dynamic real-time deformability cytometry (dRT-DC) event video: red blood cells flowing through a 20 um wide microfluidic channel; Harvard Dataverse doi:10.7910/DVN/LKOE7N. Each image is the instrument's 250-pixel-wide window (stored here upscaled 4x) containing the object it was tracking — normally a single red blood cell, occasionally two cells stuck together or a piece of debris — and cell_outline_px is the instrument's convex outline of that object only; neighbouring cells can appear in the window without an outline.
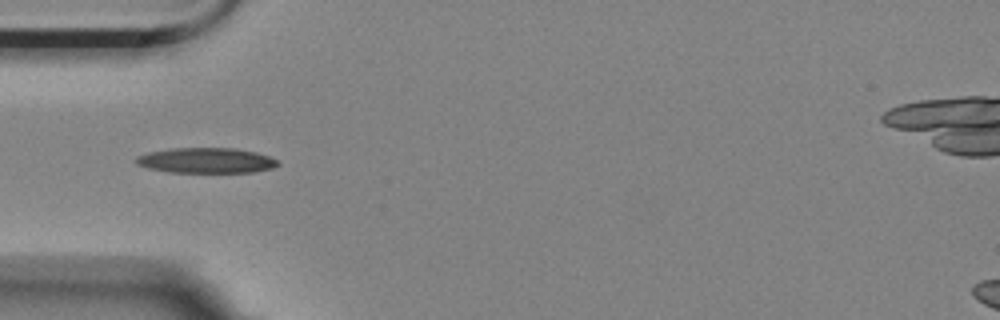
{"species": "Egyptian fruit bat (a non-hibernating species)", "species_latin": "Rousettus aegyptiacus", "temperature_condition": "room temperature", "stored_images_in_passage": 13, "camera_frame_rate_fps": 3000, "um_per_image_px": 0.085, "animal": {"sex": "female"}, "frame": {"image": 1, "passage_image": 3, "time_ms": 0.667, "image_size_px": [1000, 320], "cell_outline_px": [[280, 164], [272, 168], [252, 172], [168, 172], [148, 168], [136, 164], [132, 160], [136, 156], [148, 152], [172, 148], [236, 148], [256, 152], [268, 156], [276, 160]], "centroid_in_image_um": [17.47, 13.63], "position_along_channel_um": 67.5, "area_um2": 20.98}}
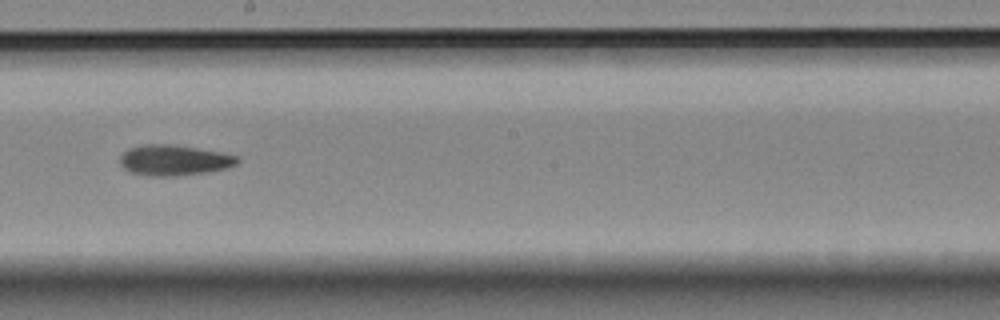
{"frame": {"image": 2, "passage_image": 7, "time_ms": 2.0, "image_size_px": [1000, 320], "cell_outline_px": [[240, 160], [236, 164], [228, 168], [212, 172], [180, 176], [148, 176], [128, 172], [120, 164], [120, 156], [128, 148], [144, 144], [168, 144], [196, 148], [220, 152], [236, 156]], "centroid_in_image_um": [14.78, 13.64], "position_along_channel_um": 233.4, "area_um2": 21.15}}
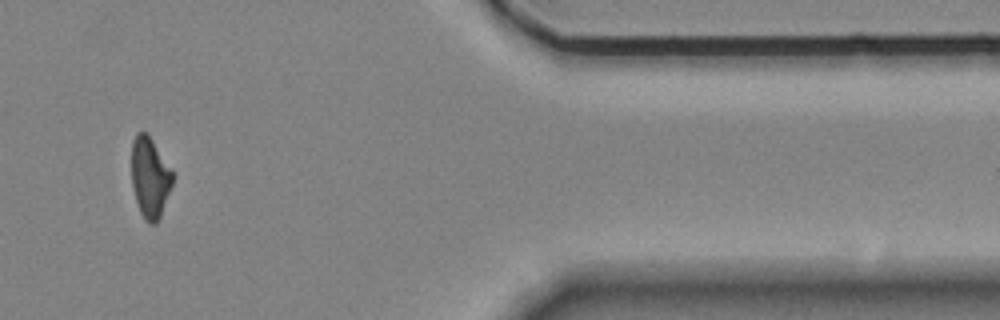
{"frame": {"image": 3, "passage_image": 12, "time_ms": 3.667, "image_size_px": [1000, 320], "cell_outline_px": [[172, 184], [160, 216], [156, 224], [148, 224], [140, 212], [136, 200], [132, 184], [132, 140], [136, 132], [148, 132], [172, 172]], "centroid_in_image_um": [12.72, 15.06], "position_along_channel_um": 398.7, "area_um2": 19.02}}